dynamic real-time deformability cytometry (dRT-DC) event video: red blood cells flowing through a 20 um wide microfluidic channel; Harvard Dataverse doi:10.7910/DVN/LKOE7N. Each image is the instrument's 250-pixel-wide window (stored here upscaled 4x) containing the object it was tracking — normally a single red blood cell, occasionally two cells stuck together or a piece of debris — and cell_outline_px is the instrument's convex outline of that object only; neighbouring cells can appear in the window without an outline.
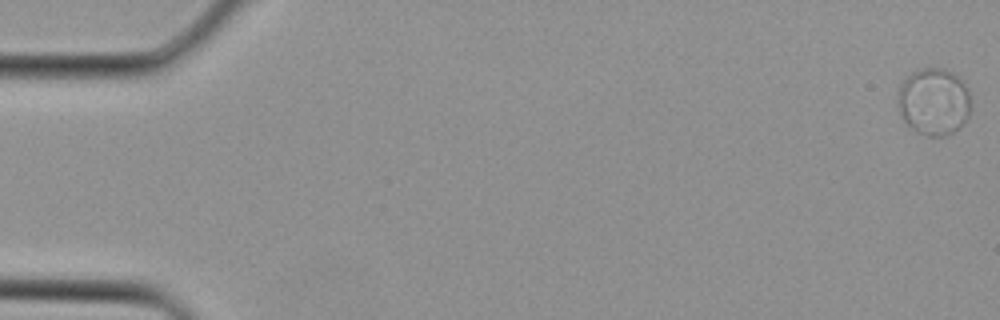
{"species": "Egyptian fruit bat (a non-hibernating species)", "species_latin": "Rousettus aegyptiacus", "temperature_condition": "cold", "stored_images_in_passage": 4, "camera_frame_rate_fps": 3000, "um_per_image_px": 0.085, "animal": {"sex": "female"}, "frame": {"image": 1, "passage_image": 1, "time_ms": 0.0, "image_size_px": [1000, 320], "cell_outline_px": [[972, 108], [968, 120], [948, 136], [928, 136], [916, 132], [904, 120], [900, 112], [896, 100], [896, 92], [900, 84], [912, 72], [920, 68], [944, 68], [960, 76], [968, 88]], "centroid_in_image_um": [79.4, 8.63], "position_along_channel_um": 5.6, "area_um2": 29.36}}